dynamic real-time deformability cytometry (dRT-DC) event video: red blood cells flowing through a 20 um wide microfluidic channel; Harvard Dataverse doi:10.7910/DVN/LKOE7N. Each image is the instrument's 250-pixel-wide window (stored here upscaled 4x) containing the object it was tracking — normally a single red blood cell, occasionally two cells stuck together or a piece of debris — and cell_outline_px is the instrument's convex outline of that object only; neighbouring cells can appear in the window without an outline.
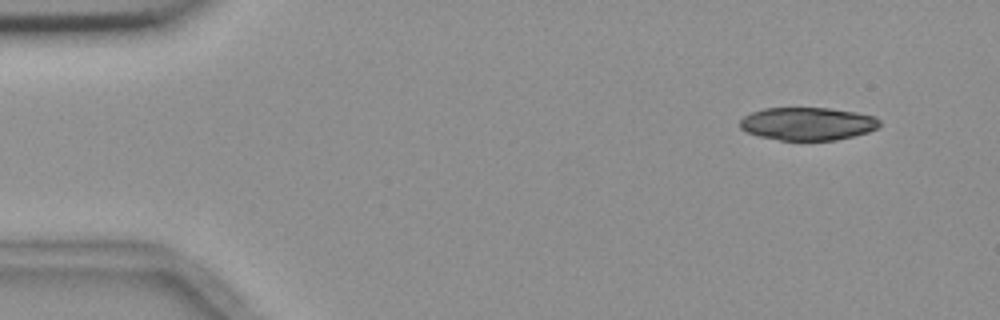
{"species": "common noctule bat (a hibernating species)", "species_latin": "Nyctalus noctula", "temperature_condition": "room temperature", "stored_images_in_passage": 5, "camera_frame_rate_fps": 3000, "um_per_image_px": 0.085, "animal": {"sex": "female", "body_mass_g": 18.4}, "frame": {"image": 1, "passage_image": 5, "time_ms": 6.333, "image_size_px": [1000, 320], "cell_outline_px": [[880, 124], [876, 128], [868, 132], [836, 140], [780, 140], [760, 136], [748, 132], [740, 128], [740, 120], [744, 116], [752, 112], [764, 108], [828, 108], [856, 112], [876, 116], [880, 120]], "centroid_in_image_um": [68.66, 10.51], "position_along_channel_um": 16.3, "area_um2": 26.7}}